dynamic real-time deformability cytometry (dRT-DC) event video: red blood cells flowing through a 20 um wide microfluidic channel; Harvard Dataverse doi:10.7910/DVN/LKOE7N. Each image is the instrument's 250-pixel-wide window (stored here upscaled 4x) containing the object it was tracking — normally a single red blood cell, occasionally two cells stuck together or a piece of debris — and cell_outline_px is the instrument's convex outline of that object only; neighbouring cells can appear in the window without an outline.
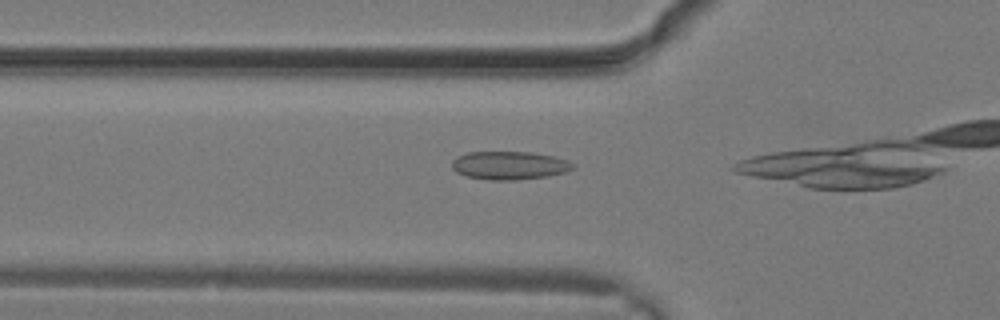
{"species": "common noctule bat (a hibernating species)", "species_latin": "Nyctalus noctula", "temperature_condition": "warm", "stored_images_in_passage": 6, "camera_frame_rate_fps": 3000, "um_per_image_px": 0.085, "animal": {"sex": "male", "body_mass_g": 19.2, "forearm_length_mm": 51.8}, "frame": {"image": 1, "passage_image": 3, "time_ms": 0.667, "image_size_px": [1000, 320], "cell_outline_px": [[576, 168], [568, 172], [548, 176], [516, 180], [488, 180], [468, 176], [456, 172], [452, 168], [452, 160], [456, 156], [468, 152], [532, 152], [552, 156], [568, 160]], "centroid_in_image_um": [43.31, 14.06], "position_along_channel_um": 82.5, "area_um2": 20.06}}
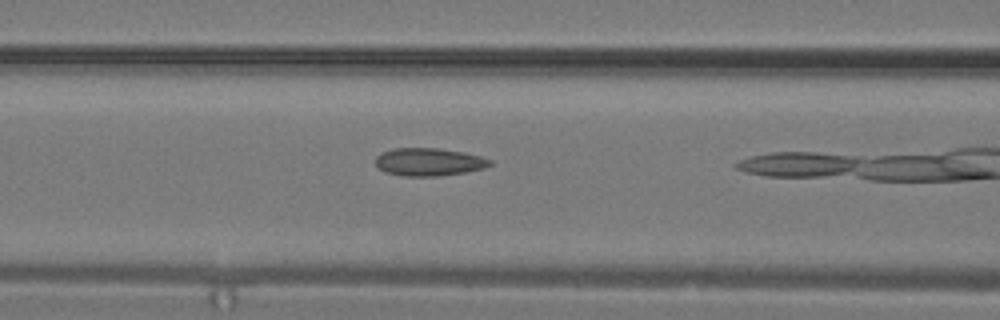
{"frame": {"image": 2, "passage_image": 5, "time_ms": 1.333, "image_size_px": [1000, 320], "cell_outline_px": [[492, 164], [484, 168], [464, 172], [440, 176], [404, 176], [384, 172], [376, 164], [376, 156], [392, 148], [436, 148], [464, 152], [480, 156], [492, 160]], "centroid_in_image_um": [36.46, 13.76], "position_along_channel_um": 130.1, "area_um2": 18.5}}